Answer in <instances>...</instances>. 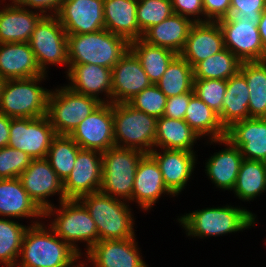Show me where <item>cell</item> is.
<instances>
[{"label": "cell", "mask_w": 266, "mask_h": 267, "mask_svg": "<svg viewBox=\"0 0 266 267\" xmlns=\"http://www.w3.org/2000/svg\"><path fill=\"white\" fill-rule=\"evenodd\" d=\"M31 221L15 267H85V263H77L82 256L50 227L39 220Z\"/></svg>", "instance_id": "cell-1"}, {"label": "cell", "mask_w": 266, "mask_h": 267, "mask_svg": "<svg viewBox=\"0 0 266 267\" xmlns=\"http://www.w3.org/2000/svg\"><path fill=\"white\" fill-rule=\"evenodd\" d=\"M185 214L178 216L177 220L186 230V235L192 238L242 232L256 224V215L240 206L212 207Z\"/></svg>", "instance_id": "cell-2"}, {"label": "cell", "mask_w": 266, "mask_h": 267, "mask_svg": "<svg viewBox=\"0 0 266 267\" xmlns=\"http://www.w3.org/2000/svg\"><path fill=\"white\" fill-rule=\"evenodd\" d=\"M94 220L99 241L136 237L134 217L128 201L99 192L78 199Z\"/></svg>", "instance_id": "cell-3"}, {"label": "cell", "mask_w": 266, "mask_h": 267, "mask_svg": "<svg viewBox=\"0 0 266 267\" xmlns=\"http://www.w3.org/2000/svg\"><path fill=\"white\" fill-rule=\"evenodd\" d=\"M129 42L106 29L67 35L69 64H96L112 69L128 51Z\"/></svg>", "instance_id": "cell-4"}, {"label": "cell", "mask_w": 266, "mask_h": 267, "mask_svg": "<svg viewBox=\"0 0 266 267\" xmlns=\"http://www.w3.org/2000/svg\"><path fill=\"white\" fill-rule=\"evenodd\" d=\"M44 219L53 216L49 227L81 256L79 242L86 243V252L99 241L98 230L85 206L77 199L62 201L59 208L53 206L44 211ZM78 242V243H77Z\"/></svg>", "instance_id": "cell-5"}, {"label": "cell", "mask_w": 266, "mask_h": 267, "mask_svg": "<svg viewBox=\"0 0 266 267\" xmlns=\"http://www.w3.org/2000/svg\"><path fill=\"white\" fill-rule=\"evenodd\" d=\"M46 76L43 74L27 79L5 80L0 97V112L10 118L47 115L50 90L38 86Z\"/></svg>", "instance_id": "cell-6"}, {"label": "cell", "mask_w": 266, "mask_h": 267, "mask_svg": "<svg viewBox=\"0 0 266 267\" xmlns=\"http://www.w3.org/2000/svg\"><path fill=\"white\" fill-rule=\"evenodd\" d=\"M145 153L138 149L111 147L102 152V183L100 192L132 202L135 174Z\"/></svg>", "instance_id": "cell-7"}, {"label": "cell", "mask_w": 266, "mask_h": 267, "mask_svg": "<svg viewBox=\"0 0 266 267\" xmlns=\"http://www.w3.org/2000/svg\"><path fill=\"white\" fill-rule=\"evenodd\" d=\"M114 143L116 147L154 150L157 118L134 109L128 103H113Z\"/></svg>", "instance_id": "cell-8"}, {"label": "cell", "mask_w": 266, "mask_h": 267, "mask_svg": "<svg viewBox=\"0 0 266 267\" xmlns=\"http://www.w3.org/2000/svg\"><path fill=\"white\" fill-rule=\"evenodd\" d=\"M101 103L94 97L60 86L50 91L47 116L56 135H70Z\"/></svg>", "instance_id": "cell-9"}, {"label": "cell", "mask_w": 266, "mask_h": 267, "mask_svg": "<svg viewBox=\"0 0 266 267\" xmlns=\"http://www.w3.org/2000/svg\"><path fill=\"white\" fill-rule=\"evenodd\" d=\"M29 45L44 74H47L49 64H60L69 68L67 34L56 15H44L39 20Z\"/></svg>", "instance_id": "cell-10"}, {"label": "cell", "mask_w": 266, "mask_h": 267, "mask_svg": "<svg viewBox=\"0 0 266 267\" xmlns=\"http://www.w3.org/2000/svg\"><path fill=\"white\" fill-rule=\"evenodd\" d=\"M55 136L47 115L11 118L8 146L25 152L31 159H44Z\"/></svg>", "instance_id": "cell-11"}, {"label": "cell", "mask_w": 266, "mask_h": 267, "mask_svg": "<svg viewBox=\"0 0 266 267\" xmlns=\"http://www.w3.org/2000/svg\"><path fill=\"white\" fill-rule=\"evenodd\" d=\"M260 18L243 17L242 20L218 21L223 36L224 46L241 62L263 61L266 58L258 24Z\"/></svg>", "instance_id": "cell-12"}, {"label": "cell", "mask_w": 266, "mask_h": 267, "mask_svg": "<svg viewBox=\"0 0 266 267\" xmlns=\"http://www.w3.org/2000/svg\"><path fill=\"white\" fill-rule=\"evenodd\" d=\"M69 136L81 149L102 153L114 147L113 104L101 103Z\"/></svg>", "instance_id": "cell-13"}, {"label": "cell", "mask_w": 266, "mask_h": 267, "mask_svg": "<svg viewBox=\"0 0 266 267\" xmlns=\"http://www.w3.org/2000/svg\"><path fill=\"white\" fill-rule=\"evenodd\" d=\"M19 178L27 194L43 212L53 206L50 200L48 201L50 196L60 195L58 203L67 200L63 181L45 158L32 159Z\"/></svg>", "instance_id": "cell-14"}, {"label": "cell", "mask_w": 266, "mask_h": 267, "mask_svg": "<svg viewBox=\"0 0 266 267\" xmlns=\"http://www.w3.org/2000/svg\"><path fill=\"white\" fill-rule=\"evenodd\" d=\"M102 153L96 150L80 149L75 166L63 182L66 199L80 197L100 191L102 183Z\"/></svg>", "instance_id": "cell-15"}, {"label": "cell", "mask_w": 266, "mask_h": 267, "mask_svg": "<svg viewBox=\"0 0 266 267\" xmlns=\"http://www.w3.org/2000/svg\"><path fill=\"white\" fill-rule=\"evenodd\" d=\"M56 16L67 35L105 29L104 0H63Z\"/></svg>", "instance_id": "cell-16"}, {"label": "cell", "mask_w": 266, "mask_h": 267, "mask_svg": "<svg viewBox=\"0 0 266 267\" xmlns=\"http://www.w3.org/2000/svg\"><path fill=\"white\" fill-rule=\"evenodd\" d=\"M136 237L98 241L86 252L92 267H149L139 253Z\"/></svg>", "instance_id": "cell-17"}, {"label": "cell", "mask_w": 266, "mask_h": 267, "mask_svg": "<svg viewBox=\"0 0 266 267\" xmlns=\"http://www.w3.org/2000/svg\"><path fill=\"white\" fill-rule=\"evenodd\" d=\"M151 84L140 61L128 49L112 68L111 103H127Z\"/></svg>", "instance_id": "cell-18"}, {"label": "cell", "mask_w": 266, "mask_h": 267, "mask_svg": "<svg viewBox=\"0 0 266 267\" xmlns=\"http://www.w3.org/2000/svg\"><path fill=\"white\" fill-rule=\"evenodd\" d=\"M67 78L70 83L66 85L71 90L94 97L102 103H111L112 95V69L96 64H69ZM104 93L106 98L99 95Z\"/></svg>", "instance_id": "cell-19"}, {"label": "cell", "mask_w": 266, "mask_h": 267, "mask_svg": "<svg viewBox=\"0 0 266 267\" xmlns=\"http://www.w3.org/2000/svg\"><path fill=\"white\" fill-rule=\"evenodd\" d=\"M149 154L156 160L167 189L175 197L179 195L194 171L197 160L195 152L156 148Z\"/></svg>", "instance_id": "cell-20"}, {"label": "cell", "mask_w": 266, "mask_h": 267, "mask_svg": "<svg viewBox=\"0 0 266 267\" xmlns=\"http://www.w3.org/2000/svg\"><path fill=\"white\" fill-rule=\"evenodd\" d=\"M163 194L174 197L164 184L156 160L149 153H145L136 170L132 202H136L142 210L148 211Z\"/></svg>", "instance_id": "cell-21"}, {"label": "cell", "mask_w": 266, "mask_h": 267, "mask_svg": "<svg viewBox=\"0 0 266 267\" xmlns=\"http://www.w3.org/2000/svg\"><path fill=\"white\" fill-rule=\"evenodd\" d=\"M225 138L241 150L243 159L266 162V118H248L226 129Z\"/></svg>", "instance_id": "cell-22"}, {"label": "cell", "mask_w": 266, "mask_h": 267, "mask_svg": "<svg viewBox=\"0 0 266 267\" xmlns=\"http://www.w3.org/2000/svg\"><path fill=\"white\" fill-rule=\"evenodd\" d=\"M224 48V36L218 22L194 23L180 55L194 67Z\"/></svg>", "instance_id": "cell-23"}, {"label": "cell", "mask_w": 266, "mask_h": 267, "mask_svg": "<svg viewBox=\"0 0 266 267\" xmlns=\"http://www.w3.org/2000/svg\"><path fill=\"white\" fill-rule=\"evenodd\" d=\"M208 141L211 144L223 143L227 148H224L209 157L205 164V173L218 189L232 191L243 160L241 150L234 146L225 137Z\"/></svg>", "instance_id": "cell-24"}, {"label": "cell", "mask_w": 266, "mask_h": 267, "mask_svg": "<svg viewBox=\"0 0 266 267\" xmlns=\"http://www.w3.org/2000/svg\"><path fill=\"white\" fill-rule=\"evenodd\" d=\"M1 5V4H0ZM44 15L10 3L0 9V43L29 42Z\"/></svg>", "instance_id": "cell-25"}, {"label": "cell", "mask_w": 266, "mask_h": 267, "mask_svg": "<svg viewBox=\"0 0 266 267\" xmlns=\"http://www.w3.org/2000/svg\"><path fill=\"white\" fill-rule=\"evenodd\" d=\"M29 42L0 43V76L27 79L43 75Z\"/></svg>", "instance_id": "cell-26"}, {"label": "cell", "mask_w": 266, "mask_h": 267, "mask_svg": "<svg viewBox=\"0 0 266 267\" xmlns=\"http://www.w3.org/2000/svg\"><path fill=\"white\" fill-rule=\"evenodd\" d=\"M138 0H104V28L129 43L143 37L136 19Z\"/></svg>", "instance_id": "cell-27"}, {"label": "cell", "mask_w": 266, "mask_h": 267, "mask_svg": "<svg viewBox=\"0 0 266 267\" xmlns=\"http://www.w3.org/2000/svg\"><path fill=\"white\" fill-rule=\"evenodd\" d=\"M43 214L27 194L19 177L0 179V216L39 220L44 218Z\"/></svg>", "instance_id": "cell-28"}, {"label": "cell", "mask_w": 266, "mask_h": 267, "mask_svg": "<svg viewBox=\"0 0 266 267\" xmlns=\"http://www.w3.org/2000/svg\"><path fill=\"white\" fill-rule=\"evenodd\" d=\"M193 21L173 13L160 24L150 27L142 39L148 44L164 47L180 54L185 47Z\"/></svg>", "instance_id": "cell-29"}, {"label": "cell", "mask_w": 266, "mask_h": 267, "mask_svg": "<svg viewBox=\"0 0 266 267\" xmlns=\"http://www.w3.org/2000/svg\"><path fill=\"white\" fill-rule=\"evenodd\" d=\"M248 89L245 76L240 71L227 80L222 112L218 115L225 130L235 122L250 118Z\"/></svg>", "instance_id": "cell-30"}, {"label": "cell", "mask_w": 266, "mask_h": 267, "mask_svg": "<svg viewBox=\"0 0 266 267\" xmlns=\"http://www.w3.org/2000/svg\"><path fill=\"white\" fill-rule=\"evenodd\" d=\"M199 138L185 120L162 116L157 119L154 149L159 147V149L194 152L193 146Z\"/></svg>", "instance_id": "cell-31"}, {"label": "cell", "mask_w": 266, "mask_h": 267, "mask_svg": "<svg viewBox=\"0 0 266 267\" xmlns=\"http://www.w3.org/2000/svg\"><path fill=\"white\" fill-rule=\"evenodd\" d=\"M184 120L201 138L208 136V139L216 140L224 138L226 135V130L221 125L218 114L195 93L191 96Z\"/></svg>", "instance_id": "cell-32"}, {"label": "cell", "mask_w": 266, "mask_h": 267, "mask_svg": "<svg viewBox=\"0 0 266 267\" xmlns=\"http://www.w3.org/2000/svg\"><path fill=\"white\" fill-rule=\"evenodd\" d=\"M239 71L245 76L249 88L250 118H266V63L242 62Z\"/></svg>", "instance_id": "cell-33"}, {"label": "cell", "mask_w": 266, "mask_h": 267, "mask_svg": "<svg viewBox=\"0 0 266 267\" xmlns=\"http://www.w3.org/2000/svg\"><path fill=\"white\" fill-rule=\"evenodd\" d=\"M129 49L140 61L152 84L160 80L169 63L177 55L170 49L148 44L142 38L131 41Z\"/></svg>", "instance_id": "cell-34"}, {"label": "cell", "mask_w": 266, "mask_h": 267, "mask_svg": "<svg viewBox=\"0 0 266 267\" xmlns=\"http://www.w3.org/2000/svg\"><path fill=\"white\" fill-rule=\"evenodd\" d=\"M233 193L242 201L254 200L266 191V162L243 159Z\"/></svg>", "instance_id": "cell-35"}, {"label": "cell", "mask_w": 266, "mask_h": 267, "mask_svg": "<svg viewBox=\"0 0 266 267\" xmlns=\"http://www.w3.org/2000/svg\"><path fill=\"white\" fill-rule=\"evenodd\" d=\"M193 80V67L177 54L156 85L169 98L190 92Z\"/></svg>", "instance_id": "cell-36"}, {"label": "cell", "mask_w": 266, "mask_h": 267, "mask_svg": "<svg viewBox=\"0 0 266 267\" xmlns=\"http://www.w3.org/2000/svg\"><path fill=\"white\" fill-rule=\"evenodd\" d=\"M241 63L230 50L224 48L198 62L193 67V78L228 80L239 71Z\"/></svg>", "instance_id": "cell-37"}, {"label": "cell", "mask_w": 266, "mask_h": 267, "mask_svg": "<svg viewBox=\"0 0 266 267\" xmlns=\"http://www.w3.org/2000/svg\"><path fill=\"white\" fill-rule=\"evenodd\" d=\"M80 149L69 135L53 138L45 159L63 182L71 174Z\"/></svg>", "instance_id": "cell-38"}, {"label": "cell", "mask_w": 266, "mask_h": 267, "mask_svg": "<svg viewBox=\"0 0 266 267\" xmlns=\"http://www.w3.org/2000/svg\"><path fill=\"white\" fill-rule=\"evenodd\" d=\"M28 227L11 218H0V264L4 267L16 266Z\"/></svg>", "instance_id": "cell-39"}, {"label": "cell", "mask_w": 266, "mask_h": 267, "mask_svg": "<svg viewBox=\"0 0 266 267\" xmlns=\"http://www.w3.org/2000/svg\"><path fill=\"white\" fill-rule=\"evenodd\" d=\"M173 13L171 0H138L136 19L139 30L144 34Z\"/></svg>", "instance_id": "cell-40"}, {"label": "cell", "mask_w": 266, "mask_h": 267, "mask_svg": "<svg viewBox=\"0 0 266 267\" xmlns=\"http://www.w3.org/2000/svg\"><path fill=\"white\" fill-rule=\"evenodd\" d=\"M166 102L167 96L156 84H151L139 94L135 95L127 103L134 109L158 119L164 115Z\"/></svg>", "instance_id": "cell-41"}, {"label": "cell", "mask_w": 266, "mask_h": 267, "mask_svg": "<svg viewBox=\"0 0 266 267\" xmlns=\"http://www.w3.org/2000/svg\"><path fill=\"white\" fill-rule=\"evenodd\" d=\"M227 88V80L194 79V93L216 114L222 112V102Z\"/></svg>", "instance_id": "cell-42"}, {"label": "cell", "mask_w": 266, "mask_h": 267, "mask_svg": "<svg viewBox=\"0 0 266 267\" xmlns=\"http://www.w3.org/2000/svg\"><path fill=\"white\" fill-rule=\"evenodd\" d=\"M31 158L19 149L5 146L0 148V179L20 177L30 165Z\"/></svg>", "instance_id": "cell-43"}, {"label": "cell", "mask_w": 266, "mask_h": 267, "mask_svg": "<svg viewBox=\"0 0 266 267\" xmlns=\"http://www.w3.org/2000/svg\"><path fill=\"white\" fill-rule=\"evenodd\" d=\"M266 9V0H231L230 15L225 20H242V18H261Z\"/></svg>", "instance_id": "cell-44"}, {"label": "cell", "mask_w": 266, "mask_h": 267, "mask_svg": "<svg viewBox=\"0 0 266 267\" xmlns=\"http://www.w3.org/2000/svg\"><path fill=\"white\" fill-rule=\"evenodd\" d=\"M171 2L175 14L191 19L193 23H204L203 0H171Z\"/></svg>", "instance_id": "cell-45"}, {"label": "cell", "mask_w": 266, "mask_h": 267, "mask_svg": "<svg viewBox=\"0 0 266 267\" xmlns=\"http://www.w3.org/2000/svg\"><path fill=\"white\" fill-rule=\"evenodd\" d=\"M193 94L194 90L192 89L190 92H187L185 94L167 98L165 112L163 116L175 120H184L185 112L188 108L191 96Z\"/></svg>", "instance_id": "cell-46"}, {"label": "cell", "mask_w": 266, "mask_h": 267, "mask_svg": "<svg viewBox=\"0 0 266 267\" xmlns=\"http://www.w3.org/2000/svg\"><path fill=\"white\" fill-rule=\"evenodd\" d=\"M231 0H203L204 23L218 22L230 15Z\"/></svg>", "instance_id": "cell-47"}, {"label": "cell", "mask_w": 266, "mask_h": 267, "mask_svg": "<svg viewBox=\"0 0 266 267\" xmlns=\"http://www.w3.org/2000/svg\"><path fill=\"white\" fill-rule=\"evenodd\" d=\"M10 1H12L11 3L21 6L23 8L28 9L29 7L30 10L32 8V10L34 11H36L37 9V12L39 11L43 15H56L57 12L59 11L61 2L63 0H10Z\"/></svg>", "instance_id": "cell-48"}, {"label": "cell", "mask_w": 266, "mask_h": 267, "mask_svg": "<svg viewBox=\"0 0 266 267\" xmlns=\"http://www.w3.org/2000/svg\"><path fill=\"white\" fill-rule=\"evenodd\" d=\"M11 118L0 112V148L8 146Z\"/></svg>", "instance_id": "cell-49"}, {"label": "cell", "mask_w": 266, "mask_h": 267, "mask_svg": "<svg viewBox=\"0 0 266 267\" xmlns=\"http://www.w3.org/2000/svg\"><path fill=\"white\" fill-rule=\"evenodd\" d=\"M259 34L266 51V9L262 12L259 24H258Z\"/></svg>", "instance_id": "cell-50"}, {"label": "cell", "mask_w": 266, "mask_h": 267, "mask_svg": "<svg viewBox=\"0 0 266 267\" xmlns=\"http://www.w3.org/2000/svg\"><path fill=\"white\" fill-rule=\"evenodd\" d=\"M4 83H5V79L0 76V97H1V93H2V89H3Z\"/></svg>", "instance_id": "cell-51"}]
</instances>
